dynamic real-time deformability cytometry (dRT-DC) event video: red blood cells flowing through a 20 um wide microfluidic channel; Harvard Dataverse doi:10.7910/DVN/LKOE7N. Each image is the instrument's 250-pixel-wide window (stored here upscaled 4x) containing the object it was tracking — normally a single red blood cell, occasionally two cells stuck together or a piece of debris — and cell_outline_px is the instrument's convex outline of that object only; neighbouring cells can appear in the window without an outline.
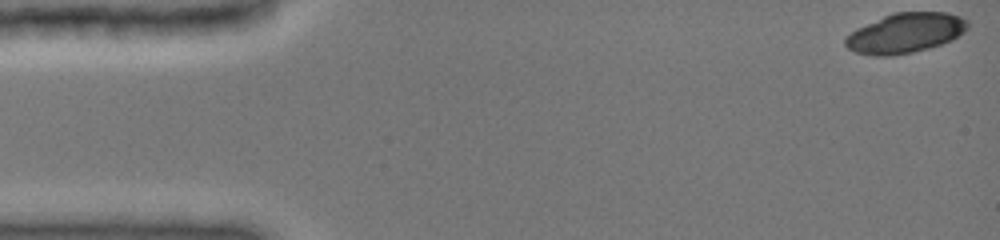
{"species": "common noctule bat (a hibernating species)", "species_latin": "Nyctalus noctula", "temperature_condition": "cold", "stored_images_in_passage": 47, "camera_frame_rate_fps": 3000, "um_per_image_px": 0.085, "animal": {"sex": "female", "body_mass_g": 19.0, "forearm_length_mm": 51.5}, "frame": {"image": 1, "passage_image": 1, "time_ms": 0.0, "image_size_px": [1000, 240], "cell_outline_px": [[968, 28], [964, 32], [952, 40], [928, 48], [912, 52], [892, 56], [872, 56], [856, 52], [848, 48], [844, 44], [844, 40], [856, 28], [892, 12], [948, 12], [960, 16], [968, 20]], "centroid_in_image_um": [76.97, 2.8], "position_along_channel_um": 8.0, "area_um2": 28.5}}
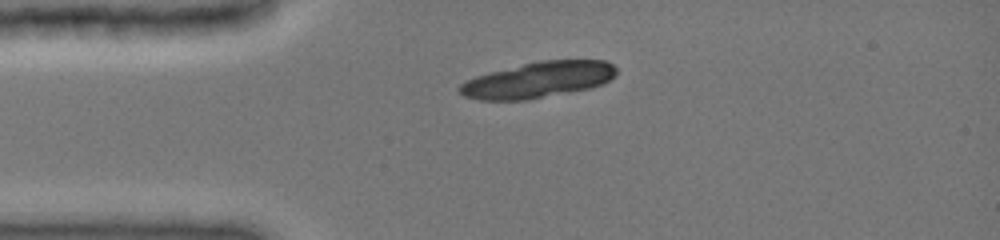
{"frame": {"image": 2, "passage_image": 11, "time_ms": 3.333, "image_size_px": [1000, 240], "cell_outline_px": [[616, 76], [604, 84], [588, 88], [528, 100], [480, 100], [464, 96], [456, 88], [460, 84], [476, 76], [540, 60], [604, 60], [612, 64], [616, 68]], "centroid_in_image_um": [45.77, 6.79], "position_along_channel_um": 39.2, "area_um2": 32.54}}
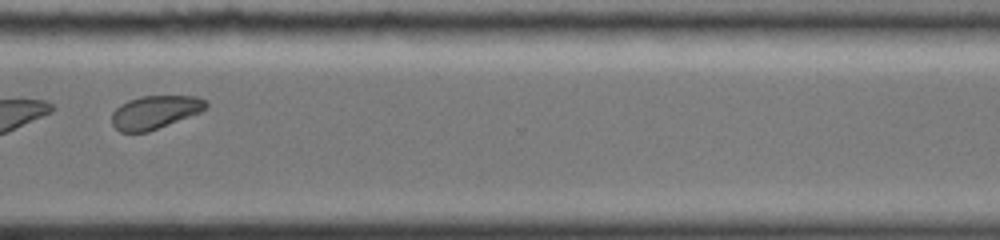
{"frame": {"image": 3, "passage_image": 37, "time_ms": 12.0, "image_size_px": [1000, 240], "cell_outline_px": [[208, 108], [200, 112], [148, 132], [120, 132], [112, 124], [112, 112], [120, 104], [128, 100], [140, 96], [196, 96], [208, 100]], "centroid_in_image_um": [13.18, 9.52], "position_along_channel_um": 357.4, "area_um2": 18.32}, "authors_computed_cell_mechanics": {"area_um2": 18.6694, "velocity_mm_per_s": 3.9706, "shape_relaxation_time_tau1_ms": 1.4896, "shape_relaxation_time_tau2_ms": null, "deformation_change_tau1": 0.0664, "deformation_change_tau2": null}}